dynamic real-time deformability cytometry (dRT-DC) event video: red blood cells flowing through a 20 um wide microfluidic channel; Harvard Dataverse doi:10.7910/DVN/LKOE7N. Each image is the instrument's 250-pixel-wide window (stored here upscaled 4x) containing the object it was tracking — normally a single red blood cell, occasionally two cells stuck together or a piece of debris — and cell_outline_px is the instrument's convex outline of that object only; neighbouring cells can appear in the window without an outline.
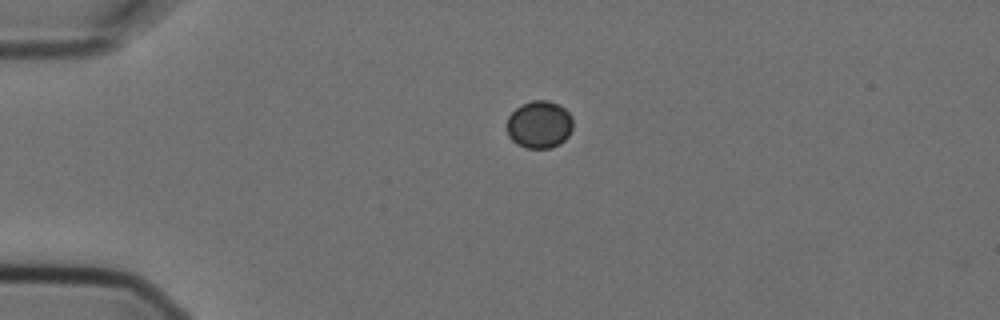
{"species": "Egyptian fruit bat (a non-hibernating species)", "species_latin": "Rousettus aegyptiacus", "temperature_condition": "cold", "stored_images_in_passage": 2, "camera_frame_rate_fps": 3000, "um_per_image_px": 0.085, "animal": {"sex": "female"}, "frame": {"image": 1, "passage_image": 1, "time_ms": 0.0, "image_size_px": [1000, 320], "cell_outline_px": [[572, 128], [568, 136], [560, 144], [548, 148], [528, 148], [516, 144], [508, 136], [508, 116], [516, 108], [532, 100], [548, 100], [560, 104], [572, 116]], "centroid_in_image_um": [45.86, 10.58], "position_along_channel_um": 39.1, "area_um2": 18.26}}